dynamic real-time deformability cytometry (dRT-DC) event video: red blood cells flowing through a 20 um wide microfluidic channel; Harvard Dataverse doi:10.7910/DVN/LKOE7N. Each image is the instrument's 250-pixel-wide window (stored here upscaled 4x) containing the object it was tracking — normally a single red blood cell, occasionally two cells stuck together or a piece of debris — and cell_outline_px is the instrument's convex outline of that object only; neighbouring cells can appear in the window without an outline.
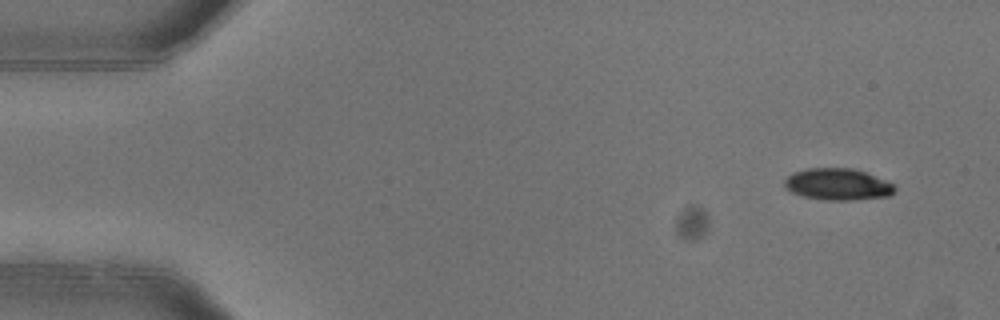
{"species": "common noctule bat (a hibernating species)", "species_latin": "Nyctalus noctula", "temperature_condition": "warm", "stored_images_in_passage": 4, "camera_frame_rate_fps": 3000, "um_per_image_px": 0.085, "animal": {"sex": "female"}, "frame": {"image": 1, "passage_image": 1, "time_ms": 0.0, "image_size_px": [1000, 320], "cell_outline_px": [[896, 188], [888, 196], [852, 200], [824, 200], [804, 196], [792, 192], [784, 188], [784, 180], [792, 172], [808, 168], [852, 168], [888, 180]], "centroid_in_image_um": [71.18, 15.66], "position_along_channel_um": 13.8, "area_um2": 20.35}}
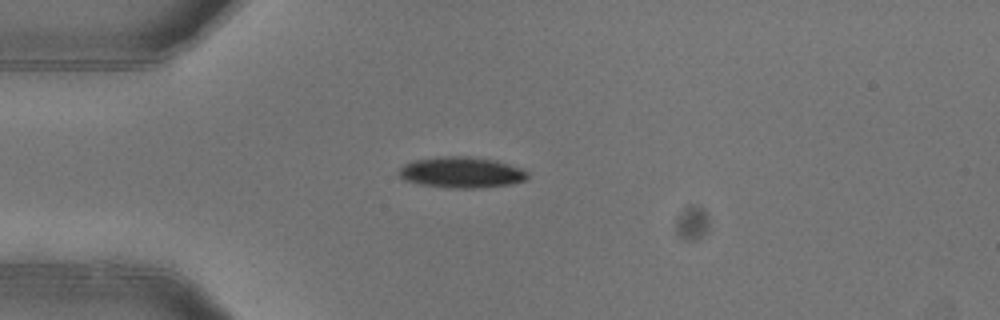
{"frame": {"image": 2, "passage_image": 4, "time_ms": 1.0, "image_size_px": [1000, 320], "cell_outline_px": [[528, 180], [512, 184], [480, 188], [448, 188], [420, 184], [404, 180], [396, 172], [404, 164], [412, 160], [440, 156], [468, 156], [496, 160], [520, 168], [528, 172]], "centroid_in_image_um": [39.21, 14.65], "position_along_channel_um": 45.8, "area_um2": 23.52}}